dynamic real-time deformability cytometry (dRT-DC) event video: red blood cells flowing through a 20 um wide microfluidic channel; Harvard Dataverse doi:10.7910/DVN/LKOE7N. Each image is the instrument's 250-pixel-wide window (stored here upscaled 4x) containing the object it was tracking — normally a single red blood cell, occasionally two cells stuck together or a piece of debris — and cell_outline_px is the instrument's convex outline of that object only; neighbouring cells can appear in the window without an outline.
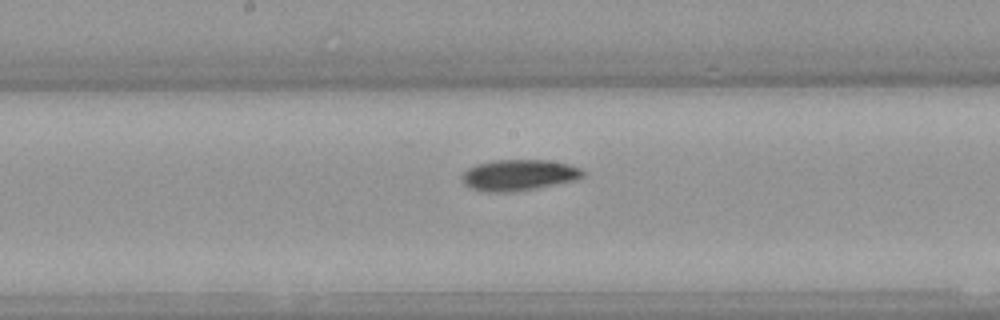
{"species": "Egyptian fruit bat (a non-hibernating species)", "species_latin": "Rousettus aegyptiacus", "temperature_condition": "warm", "stored_images_in_passage": 37, "camera_frame_rate_fps": 3000, "um_per_image_px": 0.085, "animal": {"sex": "female"}, "frame": {"image": 1, "passage_image": 23, "time_ms": 7.333, "image_size_px": [1000, 320], "cell_outline_px": [[584, 176], [572, 180], [536, 188], [512, 192], [488, 192], [472, 188], [464, 184], [460, 180], [460, 176], [468, 168], [476, 164], [492, 160], [548, 160], [568, 164], [580, 168], [584, 172]], "centroid_in_image_um": [44.04, 14.87], "position_along_channel_um": 204.2, "area_um2": 21.79}}
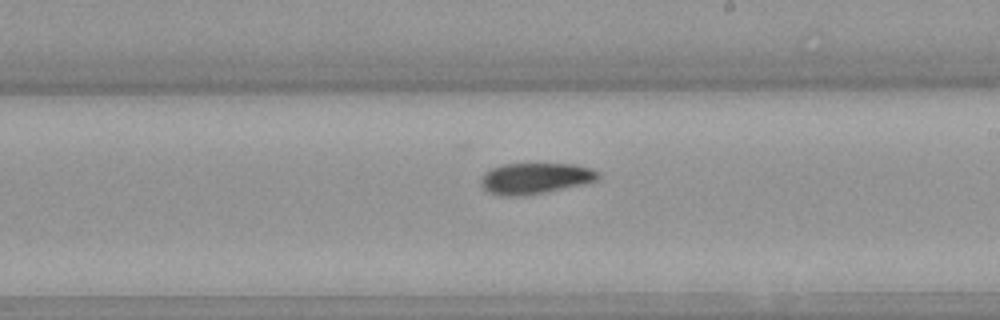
{"frame": {"image": 2, "passage_image": 26, "time_ms": 8.333, "image_size_px": [1000, 320], "cell_outline_px": [[600, 176], [596, 180], [584, 184], [548, 192], [524, 196], [496, 196], [488, 192], [480, 184], [480, 176], [484, 172], [492, 168], [504, 164], [576, 164], [592, 168], [600, 172]], "centroid_in_image_um": [45.48, 15.17], "position_along_channel_um": 243.5, "area_um2": 21.62}}